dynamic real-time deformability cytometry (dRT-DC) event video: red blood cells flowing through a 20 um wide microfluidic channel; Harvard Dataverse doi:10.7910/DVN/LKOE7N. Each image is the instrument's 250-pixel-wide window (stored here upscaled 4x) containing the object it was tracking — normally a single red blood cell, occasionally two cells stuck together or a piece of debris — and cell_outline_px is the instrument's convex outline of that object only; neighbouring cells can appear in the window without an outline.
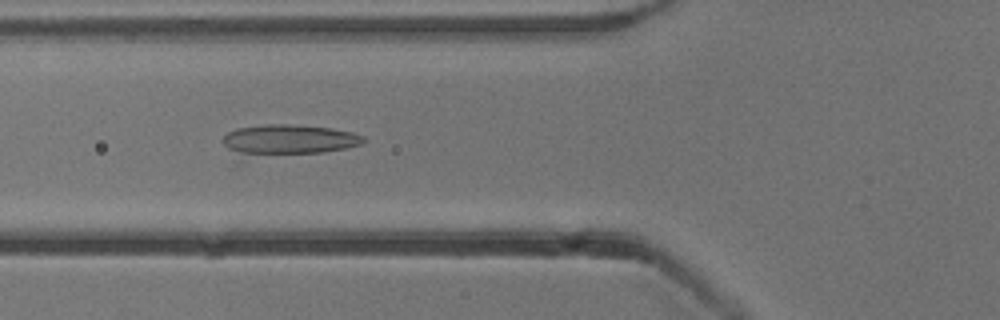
{"species": "common noctule bat (a hibernating species)", "species_latin": "Nyctalus noctula", "temperature_condition": "cold", "stored_images_in_passage": 16, "camera_frame_rate_fps": 3000, "um_per_image_px": 0.085, "animal": {"sex": "male", "body_mass_g": 13.3}, "frame": {"image": 1, "passage_image": 10, "time_ms": 3.0, "image_size_px": [1000, 320], "cell_outline_px": [[364, 144], [324, 152], [240, 152], [228, 148], [220, 140], [228, 132], [236, 128], [268, 124], [288, 124], [332, 128], [352, 132], [364, 136]], "centroid_in_image_um": [24.62, 11.8], "position_along_channel_um": 101.2, "area_um2": 23.47}}
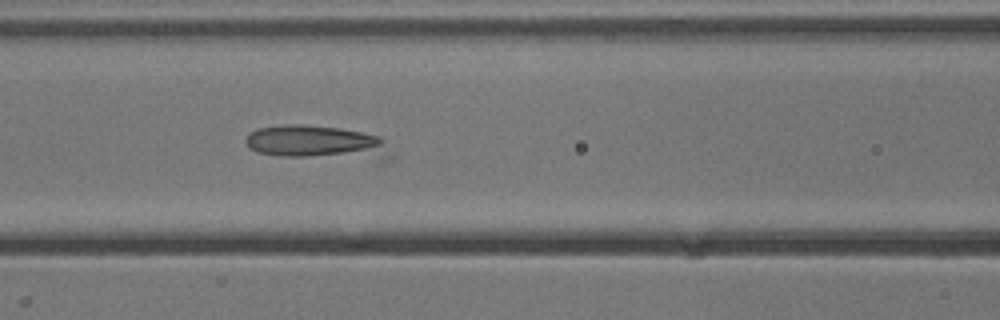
{"frame": {"image": 2, "passage_image": 13, "time_ms": 4.0, "image_size_px": [1000, 320], "cell_outline_px": [[392, 156], [384, 164], [380, 164], [280, 156], [256, 152], [248, 148], [244, 140], [256, 128], [284, 124], [300, 124], [340, 128], [380, 136], [384, 140]], "centroid_in_image_um": [27.11, 12.2], "position_along_channel_um": 139.5, "area_um2": 30.58}}